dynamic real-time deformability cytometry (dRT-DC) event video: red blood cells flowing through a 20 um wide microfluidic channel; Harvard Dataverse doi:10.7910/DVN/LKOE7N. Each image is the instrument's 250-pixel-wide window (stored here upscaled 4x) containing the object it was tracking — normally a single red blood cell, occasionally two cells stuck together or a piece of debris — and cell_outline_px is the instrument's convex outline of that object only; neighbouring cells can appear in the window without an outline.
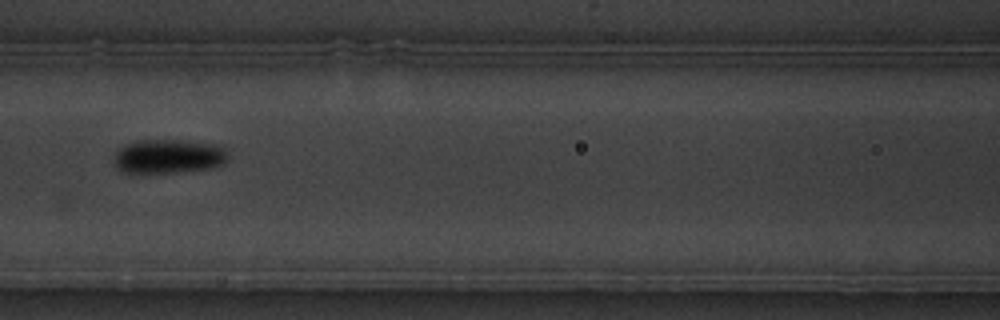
{"species": "common noctule bat (a hibernating species)", "species_latin": "Nyctalus noctula", "temperature_condition": "warm", "stored_images_in_passage": 8, "camera_frame_rate_fps": 3000, "um_per_image_px": 0.085, "animal": {"sex": "male", "body_mass_g": 19.5, "forearm_length_mm": 54.6}, "frame": {"image": 1, "passage_image": 6, "time_ms": 5.667, "image_size_px": [1000, 320], "cell_outline_px": [[228, 160], [224, 164], [208, 168], [172, 172], [120, 172], [112, 164], [112, 160], [116, 152], [124, 144], [144, 140], [176, 140], [220, 144], [228, 152]], "centroid_in_image_um": [14.31, 13.28], "position_along_channel_um": 152.3, "area_um2": 22.77}}